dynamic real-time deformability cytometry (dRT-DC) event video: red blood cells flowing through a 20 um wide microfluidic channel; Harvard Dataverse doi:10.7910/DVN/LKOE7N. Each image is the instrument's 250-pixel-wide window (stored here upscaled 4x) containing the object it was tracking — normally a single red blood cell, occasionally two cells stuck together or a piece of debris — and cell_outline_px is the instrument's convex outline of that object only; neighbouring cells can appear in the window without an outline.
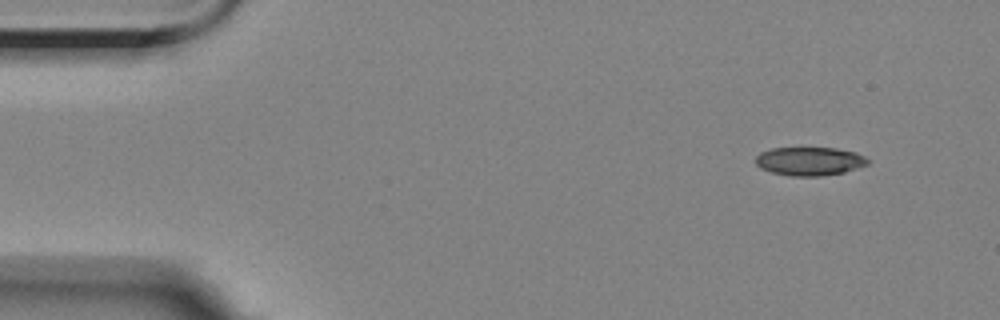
{"species": "Egyptian fruit bat (a non-hibernating species)", "species_latin": "Rousettus aegyptiacus", "temperature_condition": "room temperature", "stored_images_in_passage": 7, "camera_frame_rate_fps": 3000, "um_per_image_px": 0.085, "animal": {"sex": "female"}, "frame": {"image": 1, "passage_image": 1, "time_ms": 0.0, "image_size_px": [1000, 320], "cell_outline_px": [[868, 164], [844, 172], [820, 176], [792, 176], [772, 172], [760, 168], [756, 164], [756, 156], [760, 152], [772, 148], [836, 148], [856, 152], [864, 156], [868, 160]], "centroid_in_image_um": [68.8, 13.7], "position_along_channel_um": 16.2, "area_um2": 18.55}}
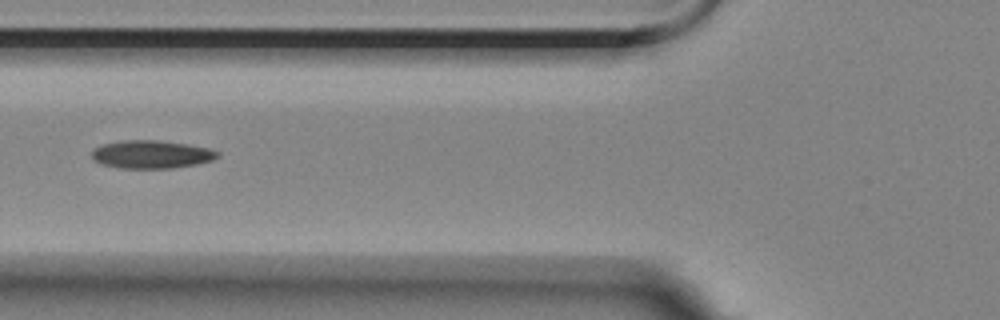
{"frame": {"image": 2, "passage_image": 5, "time_ms": 5.333, "image_size_px": [1000, 320], "cell_outline_px": [[220, 156], [212, 160], [196, 164], [172, 168], [120, 168], [100, 164], [92, 160], [92, 148], [104, 144], [124, 140], [156, 140], [188, 144], [208, 148], [220, 152]], "centroid_in_image_um": [12.85, 13.12], "position_along_channel_um": 112.9, "area_um2": 20.63}}
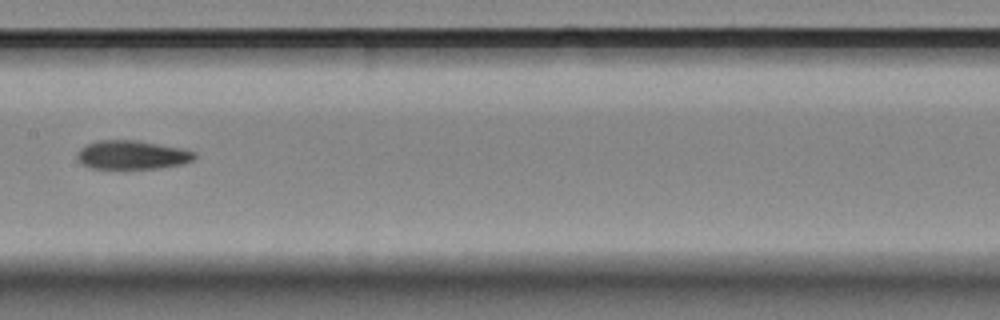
{"frame": {"image": 3, "passage_image": 7, "time_ms": 7.667, "image_size_px": [1000, 320], "cell_outline_px": [[196, 156], [192, 160], [180, 164], [160, 168], [120, 172], [88, 168], [80, 164], [76, 160], [76, 152], [80, 148], [96, 140], [136, 140], [180, 148], [196, 152]], "centroid_in_image_um": [11.11, 13.23], "position_along_channel_um": 196.3, "area_um2": 20.75}}